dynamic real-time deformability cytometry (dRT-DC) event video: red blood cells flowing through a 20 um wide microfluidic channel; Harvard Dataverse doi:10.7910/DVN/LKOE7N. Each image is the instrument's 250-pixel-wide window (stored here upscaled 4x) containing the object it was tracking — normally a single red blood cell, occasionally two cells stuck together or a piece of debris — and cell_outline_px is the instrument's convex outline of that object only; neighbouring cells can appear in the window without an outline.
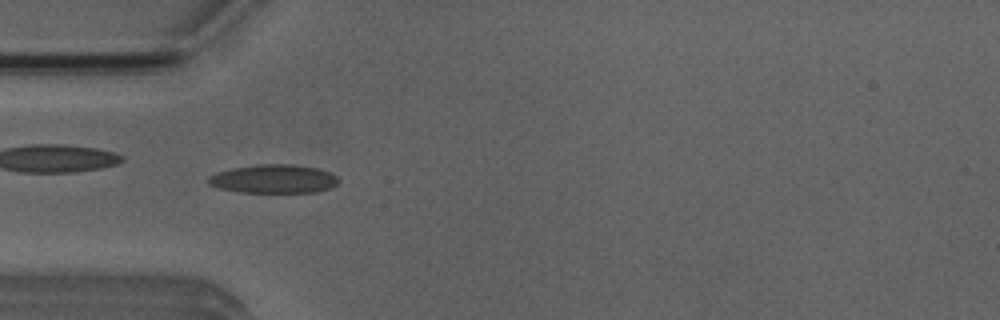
{"species": "Egyptian fruit bat (a non-hibernating species)", "species_latin": "Rousettus aegyptiacus", "temperature_condition": "room temperature", "stored_images_in_passage": 7, "camera_frame_rate_fps": 3000, "um_per_image_px": 0.085, "animal": {"sex": "male"}, "frame": {"image": 1, "passage_image": 4, "time_ms": 4.333, "image_size_px": [1000, 320], "cell_outline_px": [[340, 180], [332, 188], [316, 192], [240, 192], [220, 188], [208, 184], [208, 176], [216, 172], [232, 168], [260, 164], [292, 164], [316, 168], [328, 172], [336, 176]], "centroid_in_image_um": [23.26, 15.21], "position_along_channel_um": 61.7, "area_um2": 21.68}}
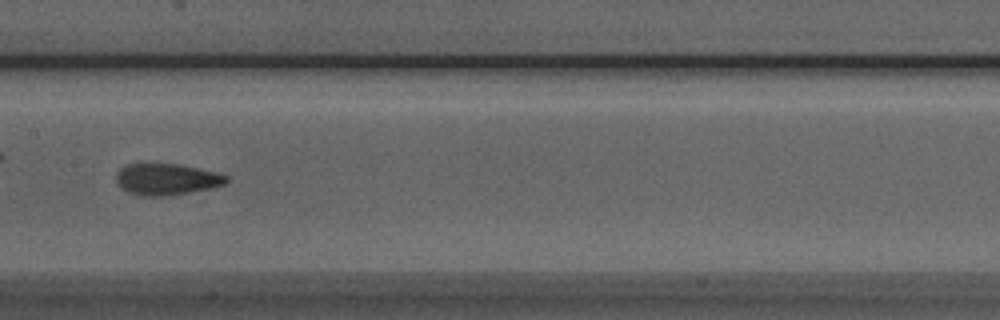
{"frame": {"image": 2, "passage_image": 7, "time_ms": 7.667, "image_size_px": [1000, 320], "cell_outline_px": [[228, 180], [224, 184], [212, 188], [164, 196], [140, 196], [128, 192], [116, 180], [116, 172], [120, 168], [128, 164], [176, 164], [216, 172], [228, 176]], "centroid_in_image_um": [14.16, 15.24], "position_along_channel_um": 193.2, "area_um2": 19.88}}